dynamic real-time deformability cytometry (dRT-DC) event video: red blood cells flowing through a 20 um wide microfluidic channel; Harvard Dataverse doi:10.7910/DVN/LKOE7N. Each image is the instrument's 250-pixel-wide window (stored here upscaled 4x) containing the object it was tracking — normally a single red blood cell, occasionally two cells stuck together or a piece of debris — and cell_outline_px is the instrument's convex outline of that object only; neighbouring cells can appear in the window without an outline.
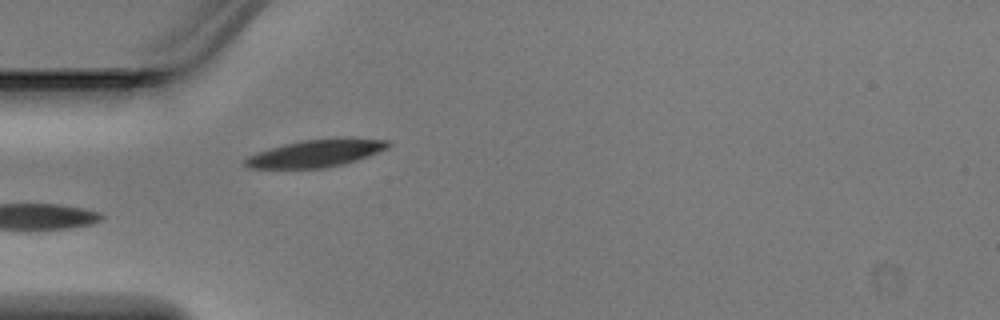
{"species": "Egyptian fruit bat (a non-hibernating species)", "species_latin": "Rousettus aegyptiacus", "temperature_condition": "warm", "stored_images_in_passage": 2, "camera_frame_rate_fps": 3000, "um_per_image_px": 0.085, "animal": {"sex": "male"}, "frame": {"image": 1, "passage_image": 2, "time_ms": 0.333, "image_size_px": [1000, 320], "cell_outline_px": [[392, 144], [388, 148], [368, 156], [344, 164], [324, 168], [248, 168], [240, 160], [256, 152], [284, 144], [304, 140], [340, 136], [348, 136], [392, 140]], "centroid_in_image_um": [26.91, 12.99], "position_along_channel_um": 58.1, "area_um2": 23.52}}